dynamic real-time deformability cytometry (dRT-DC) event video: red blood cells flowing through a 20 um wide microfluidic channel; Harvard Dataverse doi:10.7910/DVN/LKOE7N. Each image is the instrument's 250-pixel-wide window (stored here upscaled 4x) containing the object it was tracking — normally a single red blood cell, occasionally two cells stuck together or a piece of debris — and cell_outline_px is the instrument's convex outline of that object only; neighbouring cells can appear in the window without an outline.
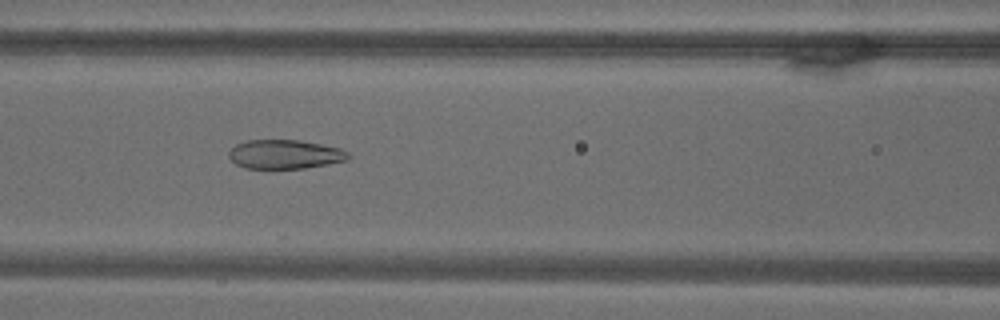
{"species": "common noctule bat (a hibernating species)", "species_latin": "Nyctalus noctula", "temperature_condition": "warm", "stored_images_in_passage": 69, "camera_frame_rate_fps": 3000, "um_per_image_px": 0.085, "animal": {"sex": "male", "body_mass_g": 18.8}, "frame": {"image": 1, "passage_image": 30, "time_ms": 9.667, "image_size_px": [1000, 320], "cell_outline_px": [[352, 156], [348, 160], [328, 164], [304, 168], [244, 168], [236, 164], [228, 156], [228, 152], [236, 144], [244, 140], [300, 140], [340, 148], [348, 152]], "centroid_in_image_um": [24.22, 13.11], "position_along_channel_um": 142.4, "area_um2": 20.29}}
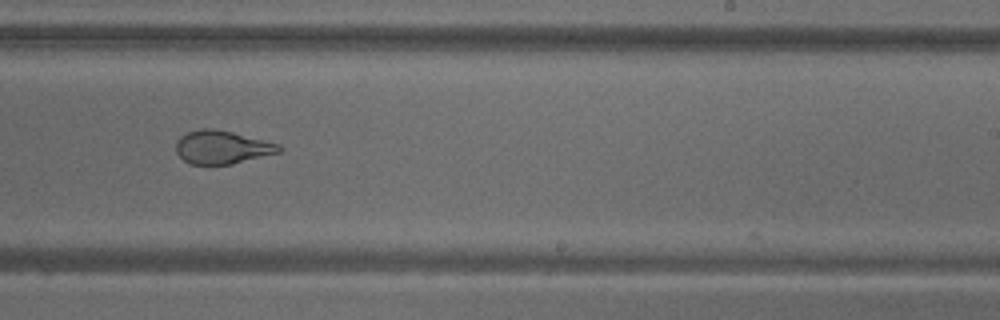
{"frame": {"image": 2, "passage_image": 43, "time_ms": 14.0, "image_size_px": [1000, 320], "cell_outline_px": [[284, 148], [280, 152], [232, 164], [188, 164], [176, 152], [176, 140], [180, 136], [188, 132], [200, 128], [212, 128], [232, 132], [280, 144]], "centroid_in_image_um": [18.87, 12.51], "position_along_channel_um": 270.1, "area_um2": 20.0}}
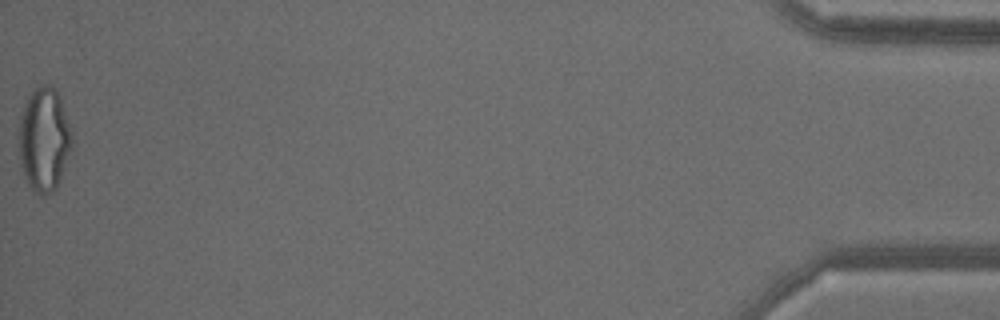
{"frame": {"image": 3, "passage_image": 69, "time_ms": 22.667, "image_size_px": [1000, 320], "cell_outline_px": [[72, 148], [60, 180], [56, 188], [52, 192], [44, 196], [40, 196], [28, 184], [24, 176], [20, 164], [20, 116], [24, 104], [28, 96], [36, 88], [44, 84], [52, 84], [56, 88], [60, 96], [72, 132]], "centroid_in_image_um": [3.77, 11.85], "position_along_channel_um": 431.4, "area_um2": 32.25}}